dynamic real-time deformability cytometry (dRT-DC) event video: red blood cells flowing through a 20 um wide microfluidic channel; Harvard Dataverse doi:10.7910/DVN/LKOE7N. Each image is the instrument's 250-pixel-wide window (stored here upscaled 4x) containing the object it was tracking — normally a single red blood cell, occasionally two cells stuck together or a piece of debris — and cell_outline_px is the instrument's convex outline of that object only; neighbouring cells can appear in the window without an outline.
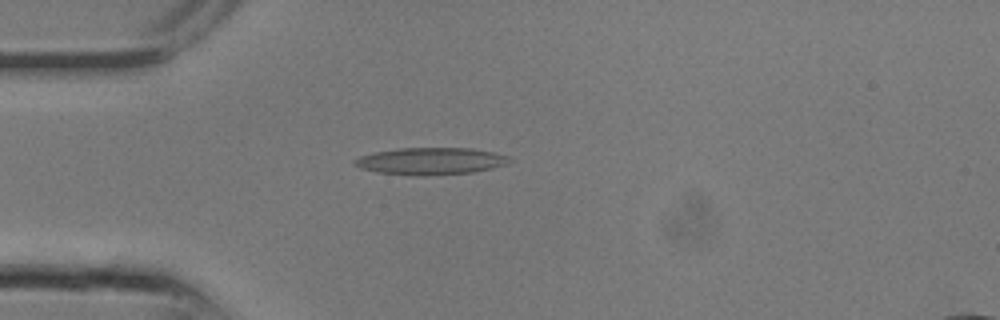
{"species": "common noctule bat (a hibernating species)", "species_latin": "Nyctalus noctula", "temperature_condition": "room temperature", "stored_images_in_passage": 6, "camera_frame_rate_fps": 3000, "um_per_image_px": 0.085, "animal": {"sex": "male", "body_mass_g": 13.3}, "frame": {"image": 1, "passage_image": 2, "time_ms": 0.333, "image_size_px": [1000, 320], "cell_outline_px": [[508, 160], [504, 164], [492, 168], [472, 172], [428, 176], [416, 176], [376, 172], [360, 168], [352, 164], [352, 160], [360, 156], [372, 152], [400, 148], [472, 148], [492, 152], [508, 156]], "centroid_in_image_um": [36.51, 13.7], "position_along_channel_um": 48.5, "area_um2": 24.45}}
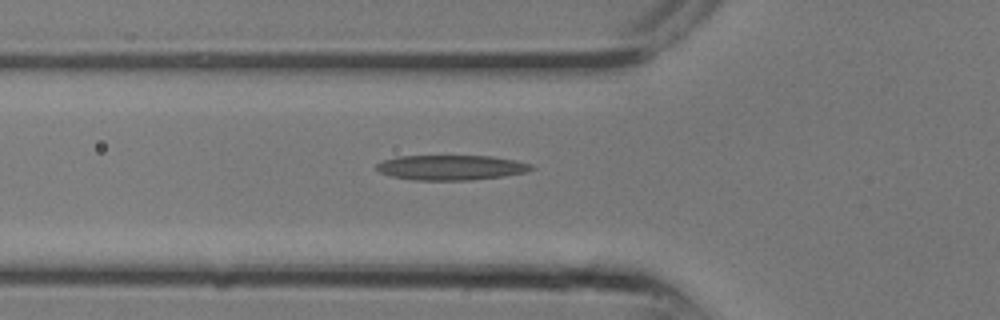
{"frame": {"image": 2, "passage_image": 4, "time_ms": 1.0, "image_size_px": [1000, 320], "cell_outline_px": [[536, 168], [524, 172], [504, 176], [472, 180], [416, 180], [388, 176], [380, 172], [376, 168], [376, 164], [384, 160], [396, 156], [492, 156], [516, 160], [532, 164]], "centroid_in_image_um": [38.34, 14.24], "position_along_channel_um": 87.5, "area_um2": 22.66}}
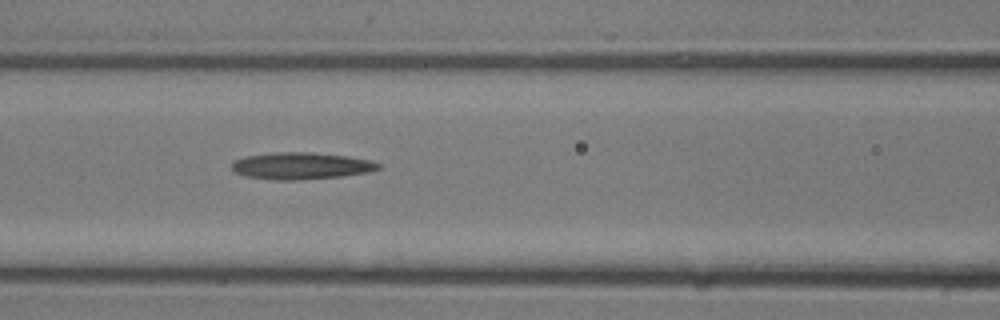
{"frame": {"image": 3, "passage_image": 6, "time_ms": 1.667, "image_size_px": [1000, 320], "cell_outline_px": [[380, 168], [368, 172], [340, 176], [296, 180], [276, 180], [244, 176], [236, 172], [232, 168], [232, 160], [244, 156], [276, 152], [312, 152], [348, 156], [372, 160], [380, 164]], "centroid_in_image_um": [25.57, 14.09], "position_along_channel_um": 141.0, "area_um2": 23.0}}